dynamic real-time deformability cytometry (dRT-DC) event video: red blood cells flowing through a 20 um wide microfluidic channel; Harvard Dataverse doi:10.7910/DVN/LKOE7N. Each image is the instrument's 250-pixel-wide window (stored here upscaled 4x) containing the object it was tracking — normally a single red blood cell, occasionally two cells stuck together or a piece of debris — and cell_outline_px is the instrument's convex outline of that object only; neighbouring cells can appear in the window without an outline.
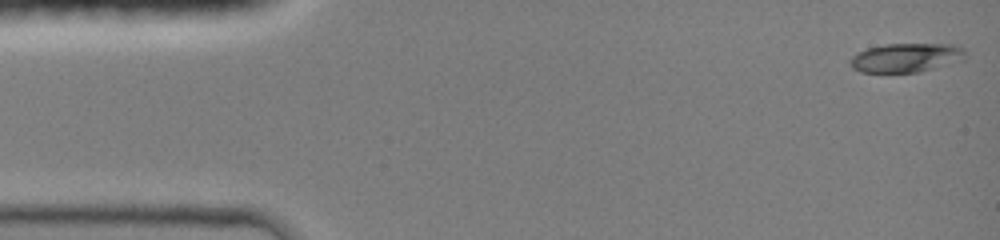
{"species": "common noctule bat (a hibernating species)", "species_latin": "Nyctalus noctula", "temperature_condition": "room temperature", "stored_images_in_passage": 45, "camera_frame_rate_fps": 3000, "um_per_image_px": 0.085, "animal": {"sex": "female", "body_mass_g": 19.0, "forearm_length_mm": 51.5}, "frame": {"image": 1, "passage_image": 1, "time_ms": 0.0, "image_size_px": [1000, 240], "cell_outline_px": [[964, 56], [932, 68], [916, 72], [860, 72], [852, 68], [848, 60], [856, 52], [868, 48], [884, 44], [956, 44], [964, 52]], "centroid_in_image_um": [76.85, 4.89], "position_along_channel_um": 8.1, "area_um2": 18.9}}
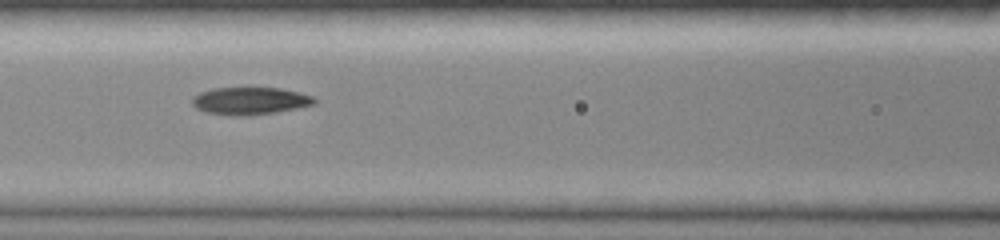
{"frame": {"image": 2, "passage_image": 19, "time_ms": 6.0, "image_size_px": [1000, 240], "cell_outline_px": [[316, 104], [296, 108], [272, 112], [244, 116], [240, 116], [208, 112], [196, 108], [192, 104], [192, 96], [200, 92], [212, 88], [244, 84], [280, 88], [300, 92], [312, 96], [316, 100]], "centroid_in_image_um": [21.23, 8.5], "position_along_channel_um": 145.4, "area_um2": 20.29}}
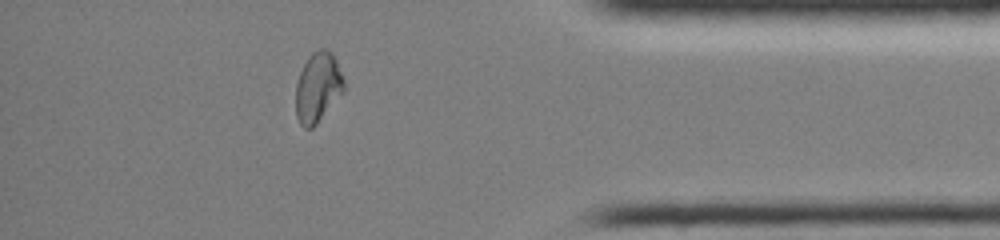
{"frame": {"image": 3, "passage_image": 39, "time_ms": 12.667, "image_size_px": [1000, 240], "cell_outline_px": [[344, 92], [316, 124], [312, 128], [304, 128], [300, 124], [296, 116], [296, 84], [300, 72], [308, 56], [312, 52], [320, 48], [324, 48], [332, 52], [336, 60], [344, 80]], "centroid_in_image_um": [27.02, 7.41], "position_along_channel_um": 408.2, "area_um2": 19.65}, "authors_computed_cell_mechanics": {"area_um2": 19.4786, "velocity_mm_per_s": 4.2146, "shape_relaxation_time_tau1_ms": 4.5956, "shape_relaxation_time_tau2_ms": 2.2387, "deformation_change_tau1": 0.1957, "deformation_change_tau2": 0.0588}}